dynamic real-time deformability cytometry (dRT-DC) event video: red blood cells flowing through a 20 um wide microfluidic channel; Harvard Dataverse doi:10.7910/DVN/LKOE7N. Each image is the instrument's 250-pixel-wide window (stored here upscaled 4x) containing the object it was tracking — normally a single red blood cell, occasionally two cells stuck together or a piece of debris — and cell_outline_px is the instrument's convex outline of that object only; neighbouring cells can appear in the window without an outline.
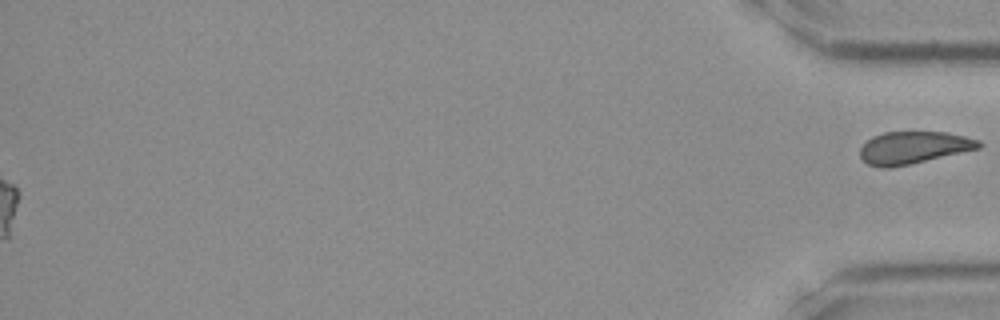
{"species": "Egyptian fruit bat (a non-hibernating species)", "species_latin": "Rousettus aegyptiacus", "temperature_condition": "room temperature", "stored_images_in_passage": 39, "segment_of_instrument_passage": [2, 2], "camera_frame_rate_fps": 3000, "um_per_image_px": 0.085, "frame": {"image": 1, "passage_image": 39, "time_ms": 12.667, "image_size_px": [1000, 320], "cell_outline_px": [[984, 144], [980, 148], [908, 164], [888, 168], [880, 168], [868, 164], [860, 156], [860, 148], [872, 136], [884, 132], [944, 132], [964, 136], [980, 140]], "centroid_in_image_um": [77.64, 12.54], "position_along_channel_um": 357.6, "area_um2": 22.14}}